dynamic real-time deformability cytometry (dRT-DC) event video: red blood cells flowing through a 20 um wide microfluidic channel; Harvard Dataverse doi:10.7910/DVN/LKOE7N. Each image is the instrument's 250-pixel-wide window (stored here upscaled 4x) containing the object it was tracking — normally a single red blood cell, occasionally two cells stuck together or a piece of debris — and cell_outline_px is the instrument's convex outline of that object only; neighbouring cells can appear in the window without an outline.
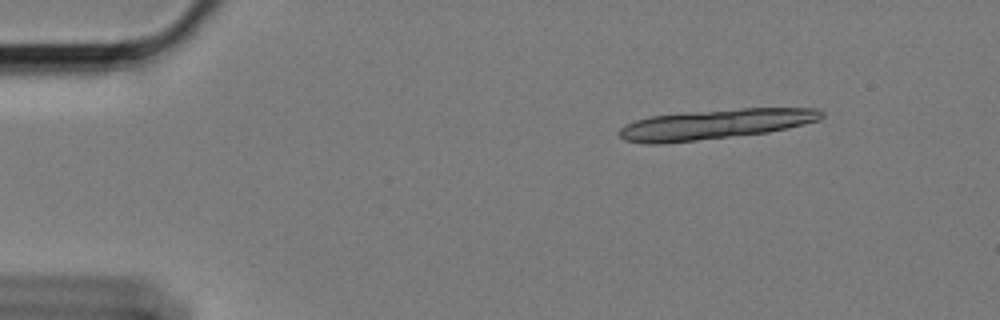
{"species": "Egyptian fruit bat (a non-hibernating species)", "species_latin": "Rousettus aegyptiacus", "temperature_condition": "cold", "stored_images_in_passage": 13, "camera_frame_rate_fps": 3000, "um_per_image_px": 0.085, "animal": {"sex": "female"}, "frame": {"image": 1, "passage_image": 1, "time_ms": 0.0, "image_size_px": [1000, 320], "cell_outline_px": [[824, 116], [820, 120], [788, 128], [768, 132], [660, 144], [644, 144], [624, 140], [620, 136], [620, 128], [636, 120], [652, 116], [740, 108], [820, 108], [824, 112]], "centroid_in_image_um": [60.85, 10.56], "position_along_channel_um": 24.1, "area_um2": 34.91}}